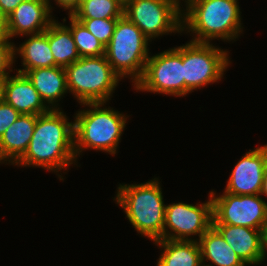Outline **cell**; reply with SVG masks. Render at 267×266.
Returning a JSON list of instances; mask_svg holds the SVG:
<instances>
[{"mask_svg":"<svg viewBox=\"0 0 267 266\" xmlns=\"http://www.w3.org/2000/svg\"><path fill=\"white\" fill-rule=\"evenodd\" d=\"M4 101V79L0 78V103Z\"/></svg>","mask_w":267,"mask_h":266,"instance_id":"31","label":"cell"},{"mask_svg":"<svg viewBox=\"0 0 267 266\" xmlns=\"http://www.w3.org/2000/svg\"><path fill=\"white\" fill-rule=\"evenodd\" d=\"M19 116L20 113L11 105L7 104L5 101L0 103V137Z\"/></svg>","mask_w":267,"mask_h":266,"instance_id":"26","label":"cell"},{"mask_svg":"<svg viewBox=\"0 0 267 266\" xmlns=\"http://www.w3.org/2000/svg\"><path fill=\"white\" fill-rule=\"evenodd\" d=\"M24 1L26 0H0V9L6 16H8L20 3Z\"/></svg>","mask_w":267,"mask_h":266,"instance_id":"28","label":"cell"},{"mask_svg":"<svg viewBox=\"0 0 267 266\" xmlns=\"http://www.w3.org/2000/svg\"><path fill=\"white\" fill-rule=\"evenodd\" d=\"M46 0H26L8 16L9 39L44 32L54 21Z\"/></svg>","mask_w":267,"mask_h":266,"instance_id":"14","label":"cell"},{"mask_svg":"<svg viewBox=\"0 0 267 266\" xmlns=\"http://www.w3.org/2000/svg\"><path fill=\"white\" fill-rule=\"evenodd\" d=\"M134 86L139 91L184 96L183 46L149 56L143 76Z\"/></svg>","mask_w":267,"mask_h":266,"instance_id":"9","label":"cell"},{"mask_svg":"<svg viewBox=\"0 0 267 266\" xmlns=\"http://www.w3.org/2000/svg\"><path fill=\"white\" fill-rule=\"evenodd\" d=\"M19 48L14 47V56L19 53L22 58L23 69L17 72L25 73L35 68H48L57 66L48 41V28L41 33L29 35Z\"/></svg>","mask_w":267,"mask_h":266,"instance_id":"19","label":"cell"},{"mask_svg":"<svg viewBox=\"0 0 267 266\" xmlns=\"http://www.w3.org/2000/svg\"><path fill=\"white\" fill-rule=\"evenodd\" d=\"M118 19L120 18L77 20L82 22L88 31L106 47L111 40Z\"/></svg>","mask_w":267,"mask_h":266,"instance_id":"24","label":"cell"},{"mask_svg":"<svg viewBox=\"0 0 267 266\" xmlns=\"http://www.w3.org/2000/svg\"><path fill=\"white\" fill-rule=\"evenodd\" d=\"M15 45L9 42V39H0V78L5 79L9 76V70L12 71L13 63L15 62L14 56ZM7 69V70H6ZM7 71V72H6Z\"/></svg>","mask_w":267,"mask_h":266,"instance_id":"25","label":"cell"},{"mask_svg":"<svg viewBox=\"0 0 267 266\" xmlns=\"http://www.w3.org/2000/svg\"><path fill=\"white\" fill-rule=\"evenodd\" d=\"M216 196L210 192L212 199V224H229L250 227L266 232L267 202L258 195H233L228 192ZM261 196V197H260Z\"/></svg>","mask_w":267,"mask_h":266,"instance_id":"10","label":"cell"},{"mask_svg":"<svg viewBox=\"0 0 267 266\" xmlns=\"http://www.w3.org/2000/svg\"><path fill=\"white\" fill-rule=\"evenodd\" d=\"M162 249L157 266H201V250L198 241L159 239L154 241Z\"/></svg>","mask_w":267,"mask_h":266,"instance_id":"18","label":"cell"},{"mask_svg":"<svg viewBox=\"0 0 267 266\" xmlns=\"http://www.w3.org/2000/svg\"><path fill=\"white\" fill-rule=\"evenodd\" d=\"M24 74L35 87L44 103L49 104L48 106L51 109H59L56 103L68 91L65 69L59 66L35 68Z\"/></svg>","mask_w":267,"mask_h":266,"instance_id":"17","label":"cell"},{"mask_svg":"<svg viewBox=\"0 0 267 266\" xmlns=\"http://www.w3.org/2000/svg\"><path fill=\"white\" fill-rule=\"evenodd\" d=\"M267 167V145L247 152L236 163L227 181L225 192L233 195H258Z\"/></svg>","mask_w":267,"mask_h":266,"instance_id":"12","label":"cell"},{"mask_svg":"<svg viewBox=\"0 0 267 266\" xmlns=\"http://www.w3.org/2000/svg\"><path fill=\"white\" fill-rule=\"evenodd\" d=\"M4 79V101L20 114L42 115L51 110L27 76L17 72Z\"/></svg>","mask_w":267,"mask_h":266,"instance_id":"15","label":"cell"},{"mask_svg":"<svg viewBox=\"0 0 267 266\" xmlns=\"http://www.w3.org/2000/svg\"><path fill=\"white\" fill-rule=\"evenodd\" d=\"M196 240L200 246L202 264L209 260L216 266H246L213 226Z\"/></svg>","mask_w":267,"mask_h":266,"instance_id":"20","label":"cell"},{"mask_svg":"<svg viewBox=\"0 0 267 266\" xmlns=\"http://www.w3.org/2000/svg\"><path fill=\"white\" fill-rule=\"evenodd\" d=\"M75 162L74 122H68L60 109L37 115L27 150L15 164L58 172Z\"/></svg>","mask_w":267,"mask_h":266,"instance_id":"1","label":"cell"},{"mask_svg":"<svg viewBox=\"0 0 267 266\" xmlns=\"http://www.w3.org/2000/svg\"><path fill=\"white\" fill-rule=\"evenodd\" d=\"M201 266H213V265L211 263H210V265L209 264L205 265V263H204Z\"/></svg>","mask_w":267,"mask_h":266,"instance_id":"34","label":"cell"},{"mask_svg":"<svg viewBox=\"0 0 267 266\" xmlns=\"http://www.w3.org/2000/svg\"><path fill=\"white\" fill-rule=\"evenodd\" d=\"M90 109L78 111L74 120L75 157L85 149H94L116 154L126 126V116L118 111L103 107L104 103H83ZM84 148V149H83Z\"/></svg>","mask_w":267,"mask_h":266,"instance_id":"4","label":"cell"},{"mask_svg":"<svg viewBox=\"0 0 267 266\" xmlns=\"http://www.w3.org/2000/svg\"><path fill=\"white\" fill-rule=\"evenodd\" d=\"M246 265L261 264L265 256V232L243 226L212 224Z\"/></svg>","mask_w":267,"mask_h":266,"instance_id":"13","label":"cell"},{"mask_svg":"<svg viewBox=\"0 0 267 266\" xmlns=\"http://www.w3.org/2000/svg\"><path fill=\"white\" fill-rule=\"evenodd\" d=\"M37 115L20 114L0 137V163L13 165L25 154L36 125Z\"/></svg>","mask_w":267,"mask_h":266,"instance_id":"16","label":"cell"},{"mask_svg":"<svg viewBox=\"0 0 267 266\" xmlns=\"http://www.w3.org/2000/svg\"><path fill=\"white\" fill-rule=\"evenodd\" d=\"M70 26L74 42L80 57L103 56L105 46L93 35L85 25L69 15Z\"/></svg>","mask_w":267,"mask_h":266,"instance_id":"23","label":"cell"},{"mask_svg":"<svg viewBox=\"0 0 267 266\" xmlns=\"http://www.w3.org/2000/svg\"><path fill=\"white\" fill-rule=\"evenodd\" d=\"M180 3V0H124V16L151 41L169 32L181 34Z\"/></svg>","mask_w":267,"mask_h":266,"instance_id":"7","label":"cell"},{"mask_svg":"<svg viewBox=\"0 0 267 266\" xmlns=\"http://www.w3.org/2000/svg\"><path fill=\"white\" fill-rule=\"evenodd\" d=\"M137 233L153 242L163 239L165 209L160 182L119 185L116 200Z\"/></svg>","mask_w":267,"mask_h":266,"instance_id":"3","label":"cell"},{"mask_svg":"<svg viewBox=\"0 0 267 266\" xmlns=\"http://www.w3.org/2000/svg\"><path fill=\"white\" fill-rule=\"evenodd\" d=\"M76 19H108L124 16V0H82L73 12Z\"/></svg>","mask_w":267,"mask_h":266,"instance_id":"22","label":"cell"},{"mask_svg":"<svg viewBox=\"0 0 267 266\" xmlns=\"http://www.w3.org/2000/svg\"><path fill=\"white\" fill-rule=\"evenodd\" d=\"M48 2L50 10L52 6L50 5V0ZM58 6L64 8V10H69L68 15H72L73 12L80 6L82 0H55Z\"/></svg>","mask_w":267,"mask_h":266,"instance_id":"27","label":"cell"},{"mask_svg":"<svg viewBox=\"0 0 267 266\" xmlns=\"http://www.w3.org/2000/svg\"><path fill=\"white\" fill-rule=\"evenodd\" d=\"M265 243H267V229H266V232H265Z\"/></svg>","mask_w":267,"mask_h":266,"instance_id":"33","label":"cell"},{"mask_svg":"<svg viewBox=\"0 0 267 266\" xmlns=\"http://www.w3.org/2000/svg\"><path fill=\"white\" fill-rule=\"evenodd\" d=\"M265 256H267V243H265Z\"/></svg>","mask_w":267,"mask_h":266,"instance_id":"32","label":"cell"},{"mask_svg":"<svg viewBox=\"0 0 267 266\" xmlns=\"http://www.w3.org/2000/svg\"><path fill=\"white\" fill-rule=\"evenodd\" d=\"M150 40L125 16L117 20L105 57L120 78L131 77L135 85L143 76L149 58Z\"/></svg>","mask_w":267,"mask_h":266,"instance_id":"6","label":"cell"},{"mask_svg":"<svg viewBox=\"0 0 267 266\" xmlns=\"http://www.w3.org/2000/svg\"><path fill=\"white\" fill-rule=\"evenodd\" d=\"M64 69L68 92L81 104H106L121 79L105 55L80 57Z\"/></svg>","mask_w":267,"mask_h":266,"instance_id":"5","label":"cell"},{"mask_svg":"<svg viewBox=\"0 0 267 266\" xmlns=\"http://www.w3.org/2000/svg\"><path fill=\"white\" fill-rule=\"evenodd\" d=\"M209 197L207 202L195 206L183 202L166 205L163 239L190 241V236L197 234L200 239L212 226V199Z\"/></svg>","mask_w":267,"mask_h":266,"instance_id":"11","label":"cell"},{"mask_svg":"<svg viewBox=\"0 0 267 266\" xmlns=\"http://www.w3.org/2000/svg\"><path fill=\"white\" fill-rule=\"evenodd\" d=\"M262 194L267 197V167H266L265 172H264V179H263V183H262V189L260 192V195H262Z\"/></svg>","mask_w":267,"mask_h":266,"instance_id":"30","label":"cell"},{"mask_svg":"<svg viewBox=\"0 0 267 266\" xmlns=\"http://www.w3.org/2000/svg\"><path fill=\"white\" fill-rule=\"evenodd\" d=\"M48 41L57 66L65 68L80 58L68 26L54 20L48 27Z\"/></svg>","mask_w":267,"mask_h":266,"instance_id":"21","label":"cell"},{"mask_svg":"<svg viewBox=\"0 0 267 266\" xmlns=\"http://www.w3.org/2000/svg\"><path fill=\"white\" fill-rule=\"evenodd\" d=\"M223 50L205 42L183 44L185 96L197 88L221 80L230 64L229 54Z\"/></svg>","mask_w":267,"mask_h":266,"instance_id":"8","label":"cell"},{"mask_svg":"<svg viewBox=\"0 0 267 266\" xmlns=\"http://www.w3.org/2000/svg\"><path fill=\"white\" fill-rule=\"evenodd\" d=\"M182 31L196 34L191 41L235 40L242 33L238 0H185ZM186 11V12H185ZM241 32V33H240Z\"/></svg>","mask_w":267,"mask_h":266,"instance_id":"2","label":"cell"},{"mask_svg":"<svg viewBox=\"0 0 267 266\" xmlns=\"http://www.w3.org/2000/svg\"><path fill=\"white\" fill-rule=\"evenodd\" d=\"M0 39H9L8 19L1 9H0Z\"/></svg>","mask_w":267,"mask_h":266,"instance_id":"29","label":"cell"}]
</instances>
